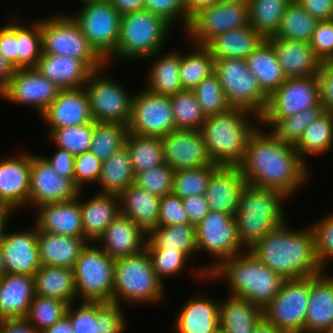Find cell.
<instances>
[{
	"label": "cell",
	"instance_id": "obj_1",
	"mask_svg": "<svg viewBox=\"0 0 333 333\" xmlns=\"http://www.w3.org/2000/svg\"><path fill=\"white\" fill-rule=\"evenodd\" d=\"M263 131L258 127L251 135L238 166L247 183L278 190L290 199L306 185L310 170L294 145L281 141L271 131Z\"/></svg>",
	"mask_w": 333,
	"mask_h": 333
},
{
	"label": "cell",
	"instance_id": "obj_2",
	"mask_svg": "<svg viewBox=\"0 0 333 333\" xmlns=\"http://www.w3.org/2000/svg\"><path fill=\"white\" fill-rule=\"evenodd\" d=\"M287 222L272 229L249 251L284 280L321 274L311 225L295 230Z\"/></svg>",
	"mask_w": 333,
	"mask_h": 333
},
{
	"label": "cell",
	"instance_id": "obj_3",
	"mask_svg": "<svg viewBox=\"0 0 333 333\" xmlns=\"http://www.w3.org/2000/svg\"><path fill=\"white\" fill-rule=\"evenodd\" d=\"M219 278L228 284L229 295L247 299L262 309L272 301L284 282L249 250L223 261L207 280Z\"/></svg>",
	"mask_w": 333,
	"mask_h": 333
},
{
	"label": "cell",
	"instance_id": "obj_4",
	"mask_svg": "<svg viewBox=\"0 0 333 333\" xmlns=\"http://www.w3.org/2000/svg\"><path fill=\"white\" fill-rule=\"evenodd\" d=\"M251 116L260 125V117L243 108H231L206 118L201 132L213 163L238 166L243 161L249 138L259 127L251 124Z\"/></svg>",
	"mask_w": 333,
	"mask_h": 333
},
{
	"label": "cell",
	"instance_id": "obj_5",
	"mask_svg": "<svg viewBox=\"0 0 333 333\" xmlns=\"http://www.w3.org/2000/svg\"><path fill=\"white\" fill-rule=\"evenodd\" d=\"M288 198L278 190L246 183L235 215L238 239L244 250L252 249L272 229L287 221L283 202Z\"/></svg>",
	"mask_w": 333,
	"mask_h": 333
},
{
	"label": "cell",
	"instance_id": "obj_6",
	"mask_svg": "<svg viewBox=\"0 0 333 333\" xmlns=\"http://www.w3.org/2000/svg\"><path fill=\"white\" fill-rule=\"evenodd\" d=\"M172 27L163 17L145 9L121 15L117 48L105 61L106 65L114 58L145 61L156 52L164 51Z\"/></svg>",
	"mask_w": 333,
	"mask_h": 333
},
{
	"label": "cell",
	"instance_id": "obj_7",
	"mask_svg": "<svg viewBox=\"0 0 333 333\" xmlns=\"http://www.w3.org/2000/svg\"><path fill=\"white\" fill-rule=\"evenodd\" d=\"M165 284L157 277L147 249L115 259L112 303L156 304L165 296Z\"/></svg>",
	"mask_w": 333,
	"mask_h": 333
},
{
	"label": "cell",
	"instance_id": "obj_8",
	"mask_svg": "<svg viewBox=\"0 0 333 333\" xmlns=\"http://www.w3.org/2000/svg\"><path fill=\"white\" fill-rule=\"evenodd\" d=\"M60 14L41 18L42 54L70 56L81 60L91 71L107 66L71 14Z\"/></svg>",
	"mask_w": 333,
	"mask_h": 333
},
{
	"label": "cell",
	"instance_id": "obj_9",
	"mask_svg": "<svg viewBox=\"0 0 333 333\" xmlns=\"http://www.w3.org/2000/svg\"><path fill=\"white\" fill-rule=\"evenodd\" d=\"M96 245L88 242L73 267L77 298L81 302L112 303L115 259Z\"/></svg>",
	"mask_w": 333,
	"mask_h": 333
},
{
	"label": "cell",
	"instance_id": "obj_10",
	"mask_svg": "<svg viewBox=\"0 0 333 333\" xmlns=\"http://www.w3.org/2000/svg\"><path fill=\"white\" fill-rule=\"evenodd\" d=\"M197 251H205L218 259L212 265L196 271L199 279L207 281L210 273L223 261L246 250L238 239L237 220L234 215L210 210L196 225Z\"/></svg>",
	"mask_w": 333,
	"mask_h": 333
},
{
	"label": "cell",
	"instance_id": "obj_11",
	"mask_svg": "<svg viewBox=\"0 0 333 333\" xmlns=\"http://www.w3.org/2000/svg\"><path fill=\"white\" fill-rule=\"evenodd\" d=\"M214 72L232 108H243L259 117L264 113L268 96L262 91L257 77L248 69L246 59H215Z\"/></svg>",
	"mask_w": 333,
	"mask_h": 333
},
{
	"label": "cell",
	"instance_id": "obj_12",
	"mask_svg": "<svg viewBox=\"0 0 333 333\" xmlns=\"http://www.w3.org/2000/svg\"><path fill=\"white\" fill-rule=\"evenodd\" d=\"M79 12L71 14L95 52L106 61L116 50L121 14L108 0L81 2Z\"/></svg>",
	"mask_w": 333,
	"mask_h": 333
},
{
	"label": "cell",
	"instance_id": "obj_13",
	"mask_svg": "<svg viewBox=\"0 0 333 333\" xmlns=\"http://www.w3.org/2000/svg\"><path fill=\"white\" fill-rule=\"evenodd\" d=\"M321 105L318 75L287 78L269 97L260 126L272 128L281 118Z\"/></svg>",
	"mask_w": 333,
	"mask_h": 333
},
{
	"label": "cell",
	"instance_id": "obj_14",
	"mask_svg": "<svg viewBox=\"0 0 333 333\" xmlns=\"http://www.w3.org/2000/svg\"><path fill=\"white\" fill-rule=\"evenodd\" d=\"M249 25L248 1H217L194 13L184 34L193 44L207 45L220 34Z\"/></svg>",
	"mask_w": 333,
	"mask_h": 333
},
{
	"label": "cell",
	"instance_id": "obj_15",
	"mask_svg": "<svg viewBox=\"0 0 333 333\" xmlns=\"http://www.w3.org/2000/svg\"><path fill=\"white\" fill-rule=\"evenodd\" d=\"M310 276L285 279L280 291L263 308V318L283 333H304Z\"/></svg>",
	"mask_w": 333,
	"mask_h": 333
},
{
	"label": "cell",
	"instance_id": "obj_16",
	"mask_svg": "<svg viewBox=\"0 0 333 333\" xmlns=\"http://www.w3.org/2000/svg\"><path fill=\"white\" fill-rule=\"evenodd\" d=\"M102 70H105V66L92 71L84 86L91 116L95 122L128 125L134 93L131 95L120 83L104 76Z\"/></svg>",
	"mask_w": 333,
	"mask_h": 333
},
{
	"label": "cell",
	"instance_id": "obj_17",
	"mask_svg": "<svg viewBox=\"0 0 333 333\" xmlns=\"http://www.w3.org/2000/svg\"><path fill=\"white\" fill-rule=\"evenodd\" d=\"M130 133L139 136L164 137L176 129L169 96L156 95L146 88L134 94L127 125Z\"/></svg>",
	"mask_w": 333,
	"mask_h": 333
},
{
	"label": "cell",
	"instance_id": "obj_18",
	"mask_svg": "<svg viewBox=\"0 0 333 333\" xmlns=\"http://www.w3.org/2000/svg\"><path fill=\"white\" fill-rule=\"evenodd\" d=\"M60 88L41 75L35 67L14 69L0 98L14 105L32 106L39 117L60 92Z\"/></svg>",
	"mask_w": 333,
	"mask_h": 333
},
{
	"label": "cell",
	"instance_id": "obj_19",
	"mask_svg": "<svg viewBox=\"0 0 333 333\" xmlns=\"http://www.w3.org/2000/svg\"><path fill=\"white\" fill-rule=\"evenodd\" d=\"M79 192L74 181L60 176L44 156L31 154L29 207L70 201Z\"/></svg>",
	"mask_w": 333,
	"mask_h": 333
},
{
	"label": "cell",
	"instance_id": "obj_20",
	"mask_svg": "<svg viewBox=\"0 0 333 333\" xmlns=\"http://www.w3.org/2000/svg\"><path fill=\"white\" fill-rule=\"evenodd\" d=\"M161 140L165 163L174 171L203 167L213 163L201 130L175 129Z\"/></svg>",
	"mask_w": 333,
	"mask_h": 333
},
{
	"label": "cell",
	"instance_id": "obj_21",
	"mask_svg": "<svg viewBox=\"0 0 333 333\" xmlns=\"http://www.w3.org/2000/svg\"><path fill=\"white\" fill-rule=\"evenodd\" d=\"M31 153L0 159V203L15 211L29 204Z\"/></svg>",
	"mask_w": 333,
	"mask_h": 333
},
{
	"label": "cell",
	"instance_id": "obj_22",
	"mask_svg": "<svg viewBox=\"0 0 333 333\" xmlns=\"http://www.w3.org/2000/svg\"><path fill=\"white\" fill-rule=\"evenodd\" d=\"M40 117L48 129L94 122L85 87L60 90L58 96Z\"/></svg>",
	"mask_w": 333,
	"mask_h": 333
},
{
	"label": "cell",
	"instance_id": "obj_23",
	"mask_svg": "<svg viewBox=\"0 0 333 333\" xmlns=\"http://www.w3.org/2000/svg\"><path fill=\"white\" fill-rule=\"evenodd\" d=\"M7 273L34 276L40 268L37 228L30 231L6 232L0 238Z\"/></svg>",
	"mask_w": 333,
	"mask_h": 333
},
{
	"label": "cell",
	"instance_id": "obj_24",
	"mask_svg": "<svg viewBox=\"0 0 333 333\" xmlns=\"http://www.w3.org/2000/svg\"><path fill=\"white\" fill-rule=\"evenodd\" d=\"M83 192L80 190L78 197L70 201L47 203L37 207L34 220L37 231L85 238L80 210V196Z\"/></svg>",
	"mask_w": 333,
	"mask_h": 333
},
{
	"label": "cell",
	"instance_id": "obj_25",
	"mask_svg": "<svg viewBox=\"0 0 333 333\" xmlns=\"http://www.w3.org/2000/svg\"><path fill=\"white\" fill-rule=\"evenodd\" d=\"M246 183L239 166H219L204 194L210 210L235 216Z\"/></svg>",
	"mask_w": 333,
	"mask_h": 333
},
{
	"label": "cell",
	"instance_id": "obj_26",
	"mask_svg": "<svg viewBox=\"0 0 333 333\" xmlns=\"http://www.w3.org/2000/svg\"><path fill=\"white\" fill-rule=\"evenodd\" d=\"M267 40L272 44L286 78L319 75L323 62L314 53L310 43L278 39L274 36Z\"/></svg>",
	"mask_w": 333,
	"mask_h": 333
},
{
	"label": "cell",
	"instance_id": "obj_27",
	"mask_svg": "<svg viewBox=\"0 0 333 333\" xmlns=\"http://www.w3.org/2000/svg\"><path fill=\"white\" fill-rule=\"evenodd\" d=\"M147 234L135 223L118 214L98 238L96 244L113 259L134 255L145 249Z\"/></svg>",
	"mask_w": 333,
	"mask_h": 333
},
{
	"label": "cell",
	"instance_id": "obj_28",
	"mask_svg": "<svg viewBox=\"0 0 333 333\" xmlns=\"http://www.w3.org/2000/svg\"><path fill=\"white\" fill-rule=\"evenodd\" d=\"M220 302L207 295L190 297L176 313V333H215L219 329Z\"/></svg>",
	"mask_w": 333,
	"mask_h": 333
},
{
	"label": "cell",
	"instance_id": "obj_29",
	"mask_svg": "<svg viewBox=\"0 0 333 333\" xmlns=\"http://www.w3.org/2000/svg\"><path fill=\"white\" fill-rule=\"evenodd\" d=\"M333 325V275L310 276L304 333H323Z\"/></svg>",
	"mask_w": 333,
	"mask_h": 333
},
{
	"label": "cell",
	"instance_id": "obj_30",
	"mask_svg": "<svg viewBox=\"0 0 333 333\" xmlns=\"http://www.w3.org/2000/svg\"><path fill=\"white\" fill-rule=\"evenodd\" d=\"M34 296V276L7 273L0 280V320L24 318Z\"/></svg>",
	"mask_w": 333,
	"mask_h": 333
},
{
	"label": "cell",
	"instance_id": "obj_31",
	"mask_svg": "<svg viewBox=\"0 0 333 333\" xmlns=\"http://www.w3.org/2000/svg\"><path fill=\"white\" fill-rule=\"evenodd\" d=\"M35 68L61 90L84 87L92 72L81 60L55 54H41Z\"/></svg>",
	"mask_w": 333,
	"mask_h": 333
},
{
	"label": "cell",
	"instance_id": "obj_32",
	"mask_svg": "<svg viewBox=\"0 0 333 333\" xmlns=\"http://www.w3.org/2000/svg\"><path fill=\"white\" fill-rule=\"evenodd\" d=\"M80 210L84 237L96 242L120 214L119 195L99 192L85 202L80 198Z\"/></svg>",
	"mask_w": 333,
	"mask_h": 333
},
{
	"label": "cell",
	"instance_id": "obj_33",
	"mask_svg": "<svg viewBox=\"0 0 333 333\" xmlns=\"http://www.w3.org/2000/svg\"><path fill=\"white\" fill-rule=\"evenodd\" d=\"M37 242L41 265L73 269L81 251L89 241L81 237L37 231Z\"/></svg>",
	"mask_w": 333,
	"mask_h": 333
},
{
	"label": "cell",
	"instance_id": "obj_34",
	"mask_svg": "<svg viewBox=\"0 0 333 333\" xmlns=\"http://www.w3.org/2000/svg\"><path fill=\"white\" fill-rule=\"evenodd\" d=\"M158 51L148 57L151 63L146 89L156 95L172 96L183 91L180 80L181 52L173 50L164 54ZM152 59V60H151Z\"/></svg>",
	"mask_w": 333,
	"mask_h": 333
},
{
	"label": "cell",
	"instance_id": "obj_35",
	"mask_svg": "<svg viewBox=\"0 0 333 333\" xmlns=\"http://www.w3.org/2000/svg\"><path fill=\"white\" fill-rule=\"evenodd\" d=\"M119 201L120 213L146 234L158 226L160 197L157 195L132 184L119 195Z\"/></svg>",
	"mask_w": 333,
	"mask_h": 333
},
{
	"label": "cell",
	"instance_id": "obj_36",
	"mask_svg": "<svg viewBox=\"0 0 333 333\" xmlns=\"http://www.w3.org/2000/svg\"><path fill=\"white\" fill-rule=\"evenodd\" d=\"M227 296L220 301L219 328L226 333H253L263 319V309L247 299Z\"/></svg>",
	"mask_w": 333,
	"mask_h": 333
},
{
	"label": "cell",
	"instance_id": "obj_37",
	"mask_svg": "<svg viewBox=\"0 0 333 333\" xmlns=\"http://www.w3.org/2000/svg\"><path fill=\"white\" fill-rule=\"evenodd\" d=\"M264 40L265 38L249 25L220 34L206 46L214 59H246Z\"/></svg>",
	"mask_w": 333,
	"mask_h": 333
},
{
	"label": "cell",
	"instance_id": "obj_38",
	"mask_svg": "<svg viewBox=\"0 0 333 333\" xmlns=\"http://www.w3.org/2000/svg\"><path fill=\"white\" fill-rule=\"evenodd\" d=\"M35 295L57 298L68 305L77 299L73 269L43 266L34 273Z\"/></svg>",
	"mask_w": 333,
	"mask_h": 333
},
{
	"label": "cell",
	"instance_id": "obj_39",
	"mask_svg": "<svg viewBox=\"0 0 333 333\" xmlns=\"http://www.w3.org/2000/svg\"><path fill=\"white\" fill-rule=\"evenodd\" d=\"M248 69L257 77L269 97L287 78L277 60L272 44L265 39L247 58Z\"/></svg>",
	"mask_w": 333,
	"mask_h": 333
},
{
	"label": "cell",
	"instance_id": "obj_40",
	"mask_svg": "<svg viewBox=\"0 0 333 333\" xmlns=\"http://www.w3.org/2000/svg\"><path fill=\"white\" fill-rule=\"evenodd\" d=\"M146 249H171L184 252L189 258L198 254L196 226L191 223L157 226L147 233Z\"/></svg>",
	"mask_w": 333,
	"mask_h": 333
},
{
	"label": "cell",
	"instance_id": "obj_41",
	"mask_svg": "<svg viewBox=\"0 0 333 333\" xmlns=\"http://www.w3.org/2000/svg\"><path fill=\"white\" fill-rule=\"evenodd\" d=\"M134 181L135 174L126 147L102 162L98 179L100 193L120 195L128 186L134 184Z\"/></svg>",
	"mask_w": 333,
	"mask_h": 333
},
{
	"label": "cell",
	"instance_id": "obj_42",
	"mask_svg": "<svg viewBox=\"0 0 333 333\" xmlns=\"http://www.w3.org/2000/svg\"><path fill=\"white\" fill-rule=\"evenodd\" d=\"M300 159L305 162L307 155H321L333 147V112L325 111L304 131L303 136L294 146Z\"/></svg>",
	"mask_w": 333,
	"mask_h": 333
},
{
	"label": "cell",
	"instance_id": "obj_43",
	"mask_svg": "<svg viewBox=\"0 0 333 333\" xmlns=\"http://www.w3.org/2000/svg\"><path fill=\"white\" fill-rule=\"evenodd\" d=\"M125 147L129 153L134 174L165 163L163 143L160 137L139 136L128 133Z\"/></svg>",
	"mask_w": 333,
	"mask_h": 333
},
{
	"label": "cell",
	"instance_id": "obj_44",
	"mask_svg": "<svg viewBox=\"0 0 333 333\" xmlns=\"http://www.w3.org/2000/svg\"><path fill=\"white\" fill-rule=\"evenodd\" d=\"M318 21L312 17L297 0H291L281 19L278 39L310 43Z\"/></svg>",
	"mask_w": 333,
	"mask_h": 333
},
{
	"label": "cell",
	"instance_id": "obj_45",
	"mask_svg": "<svg viewBox=\"0 0 333 333\" xmlns=\"http://www.w3.org/2000/svg\"><path fill=\"white\" fill-rule=\"evenodd\" d=\"M190 53H181L180 80L183 90H193L214 72L215 59L206 45L194 44Z\"/></svg>",
	"mask_w": 333,
	"mask_h": 333
},
{
	"label": "cell",
	"instance_id": "obj_46",
	"mask_svg": "<svg viewBox=\"0 0 333 333\" xmlns=\"http://www.w3.org/2000/svg\"><path fill=\"white\" fill-rule=\"evenodd\" d=\"M250 25L265 39L275 36L291 0H247Z\"/></svg>",
	"mask_w": 333,
	"mask_h": 333
},
{
	"label": "cell",
	"instance_id": "obj_47",
	"mask_svg": "<svg viewBox=\"0 0 333 333\" xmlns=\"http://www.w3.org/2000/svg\"><path fill=\"white\" fill-rule=\"evenodd\" d=\"M127 125L95 122L90 151L102 162L125 147Z\"/></svg>",
	"mask_w": 333,
	"mask_h": 333
},
{
	"label": "cell",
	"instance_id": "obj_48",
	"mask_svg": "<svg viewBox=\"0 0 333 333\" xmlns=\"http://www.w3.org/2000/svg\"><path fill=\"white\" fill-rule=\"evenodd\" d=\"M28 25L17 23V69L35 67L42 54L41 19Z\"/></svg>",
	"mask_w": 333,
	"mask_h": 333
},
{
	"label": "cell",
	"instance_id": "obj_49",
	"mask_svg": "<svg viewBox=\"0 0 333 333\" xmlns=\"http://www.w3.org/2000/svg\"><path fill=\"white\" fill-rule=\"evenodd\" d=\"M176 129L201 130L206 115L192 90H183L170 96Z\"/></svg>",
	"mask_w": 333,
	"mask_h": 333
},
{
	"label": "cell",
	"instance_id": "obj_50",
	"mask_svg": "<svg viewBox=\"0 0 333 333\" xmlns=\"http://www.w3.org/2000/svg\"><path fill=\"white\" fill-rule=\"evenodd\" d=\"M95 121L78 126L48 129L54 146L66 150L74 157L90 151Z\"/></svg>",
	"mask_w": 333,
	"mask_h": 333
},
{
	"label": "cell",
	"instance_id": "obj_51",
	"mask_svg": "<svg viewBox=\"0 0 333 333\" xmlns=\"http://www.w3.org/2000/svg\"><path fill=\"white\" fill-rule=\"evenodd\" d=\"M219 166L211 163L203 167L175 171L172 193L181 199L204 195L211 175Z\"/></svg>",
	"mask_w": 333,
	"mask_h": 333
},
{
	"label": "cell",
	"instance_id": "obj_52",
	"mask_svg": "<svg viewBox=\"0 0 333 333\" xmlns=\"http://www.w3.org/2000/svg\"><path fill=\"white\" fill-rule=\"evenodd\" d=\"M325 111L322 104L300 111L293 116L281 118L269 131L281 141L295 146L306 128Z\"/></svg>",
	"mask_w": 333,
	"mask_h": 333
},
{
	"label": "cell",
	"instance_id": "obj_53",
	"mask_svg": "<svg viewBox=\"0 0 333 333\" xmlns=\"http://www.w3.org/2000/svg\"><path fill=\"white\" fill-rule=\"evenodd\" d=\"M67 308L68 304L57 298L35 295L25 318L42 333L61 320Z\"/></svg>",
	"mask_w": 333,
	"mask_h": 333
},
{
	"label": "cell",
	"instance_id": "obj_54",
	"mask_svg": "<svg viewBox=\"0 0 333 333\" xmlns=\"http://www.w3.org/2000/svg\"><path fill=\"white\" fill-rule=\"evenodd\" d=\"M192 91L206 117L224 113L232 108L215 72L203 79Z\"/></svg>",
	"mask_w": 333,
	"mask_h": 333
},
{
	"label": "cell",
	"instance_id": "obj_55",
	"mask_svg": "<svg viewBox=\"0 0 333 333\" xmlns=\"http://www.w3.org/2000/svg\"><path fill=\"white\" fill-rule=\"evenodd\" d=\"M175 171L166 163L135 174L134 184L151 194L163 197L171 194Z\"/></svg>",
	"mask_w": 333,
	"mask_h": 333
},
{
	"label": "cell",
	"instance_id": "obj_56",
	"mask_svg": "<svg viewBox=\"0 0 333 333\" xmlns=\"http://www.w3.org/2000/svg\"><path fill=\"white\" fill-rule=\"evenodd\" d=\"M153 269L157 277L162 281L167 277L178 276L186 269L190 258L182 251L171 249H147ZM187 263V264H186Z\"/></svg>",
	"mask_w": 333,
	"mask_h": 333
},
{
	"label": "cell",
	"instance_id": "obj_57",
	"mask_svg": "<svg viewBox=\"0 0 333 333\" xmlns=\"http://www.w3.org/2000/svg\"><path fill=\"white\" fill-rule=\"evenodd\" d=\"M314 235L318 262L323 271L333 260V212L310 224Z\"/></svg>",
	"mask_w": 333,
	"mask_h": 333
},
{
	"label": "cell",
	"instance_id": "obj_58",
	"mask_svg": "<svg viewBox=\"0 0 333 333\" xmlns=\"http://www.w3.org/2000/svg\"><path fill=\"white\" fill-rule=\"evenodd\" d=\"M66 316L70 320L73 333H100L97 322V302H81L76 308L68 305Z\"/></svg>",
	"mask_w": 333,
	"mask_h": 333
},
{
	"label": "cell",
	"instance_id": "obj_59",
	"mask_svg": "<svg viewBox=\"0 0 333 333\" xmlns=\"http://www.w3.org/2000/svg\"><path fill=\"white\" fill-rule=\"evenodd\" d=\"M144 9L163 17L171 25L179 20L185 31L191 20L185 0H144Z\"/></svg>",
	"mask_w": 333,
	"mask_h": 333
},
{
	"label": "cell",
	"instance_id": "obj_60",
	"mask_svg": "<svg viewBox=\"0 0 333 333\" xmlns=\"http://www.w3.org/2000/svg\"><path fill=\"white\" fill-rule=\"evenodd\" d=\"M101 167L102 161L91 151L75 156L74 184L80 190H85L84 185L86 183H98Z\"/></svg>",
	"mask_w": 333,
	"mask_h": 333
},
{
	"label": "cell",
	"instance_id": "obj_61",
	"mask_svg": "<svg viewBox=\"0 0 333 333\" xmlns=\"http://www.w3.org/2000/svg\"><path fill=\"white\" fill-rule=\"evenodd\" d=\"M122 306L116 303L97 302V322H100V333H124L126 319Z\"/></svg>",
	"mask_w": 333,
	"mask_h": 333
},
{
	"label": "cell",
	"instance_id": "obj_62",
	"mask_svg": "<svg viewBox=\"0 0 333 333\" xmlns=\"http://www.w3.org/2000/svg\"><path fill=\"white\" fill-rule=\"evenodd\" d=\"M190 223L182 199L173 193L160 198L158 226Z\"/></svg>",
	"mask_w": 333,
	"mask_h": 333
},
{
	"label": "cell",
	"instance_id": "obj_63",
	"mask_svg": "<svg viewBox=\"0 0 333 333\" xmlns=\"http://www.w3.org/2000/svg\"><path fill=\"white\" fill-rule=\"evenodd\" d=\"M310 46L322 62L333 60V20L318 21Z\"/></svg>",
	"mask_w": 333,
	"mask_h": 333
},
{
	"label": "cell",
	"instance_id": "obj_64",
	"mask_svg": "<svg viewBox=\"0 0 333 333\" xmlns=\"http://www.w3.org/2000/svg\"><path fill=\"white\" fill-rule=\"evenodd\" d=\"M13 21L0 27V52L17 69V18Z\"/></svg>",
	"mask_w": 333,
	"mask_h": 333
},
{
	"label": "cell",
	"instance_id": "obj_65",
	"mask_svg": "<svg viewBox=\"0 0 333 333\" xmlns=\"http://www.w3.org/2000/svg\"><path fill=\"white\" fill-rule=\"evenodd\" d=\"M321 104L326 111L333 112V62H323L318 75Z\"/></svg>",
	"mask_w": 333,
	"mask_h": 333
},
{
	"label": "cell",
	"instance_id": "obj_66",
	"mask_svg": "<svg viewBox=\"0 0 333 333\" xmlns=\"http://www.w3.org/2000/svg\"><path fill=\"white\" fill-rule=\"evenodd\" d=\"M56 148L57 151L51 157L45 158L60 176L71 178L74 181L75 157L66 150Z\"/></svg>",
	"mask_w": 333,
	"mask_h": 333
},
{
	"label": "cell",
	"instance_id": "obj_67",
	"mask_svg": "<svg viewBox=\"0 0 333 333\" xmlns=\"http://www.w3.org/2000/svg\"><path fill=\"white\" fill-rule=\"evenodd\" d=\"M191 224L199 223L210 211L205 195L191 196L182 199Z\"/></svg>",
	"mask_w": 333,
	"mask_h": 333
},
{
	"label": "cell",
	"instance_id": "obj_68",
	"mask_svg": "<svg viewBox=\"0 0 333 333\" xmlns=\"http://www.w3.org/2000/svg\"><path fill=\"white\" fill-rule=\"evenodd\" d=\"M317 21L333 20V0H297Z\"/></svg>",
	"mask_w": 333,
	"mask_h": 333
},
{
	"label": "cell",
	"instance_id": "obj_69",
	"mask_svg": "<svg viewBox=\"0 0 333 333\" xmlns=\"http://www.w3.org/2000/svg\"><path fill=\"white\" fill-rule=\"evenodd\" d=\"M0 333H40L25 317L0 320Z\"/></svg>",
	"mask_w": 333,
	"mask_h": 333
},
{
	"label": "cell",
	"instance_id": "obj_70",
	"mask_svg": "<svg viewBox=\"0 0 333 333\" xmlns=\"http://www.w3.org/2000/svg\"><path fill=\"white\" fill-rule=\"evenodd\" d=\"M121 14L140 11L144 9V0H108Z\"/></svg>",
	"mask_w": 333,
	"mask_h": 333
},
{
	"label": "cell",
	"instance_id": "obj_71",
	"mask_svg": "<svg viewBox=\"0 0 333 333\" xmlns=\"http://www.w3.org/2000/svg\"><path fill=\"white\" fill-rule=\"evenodd\" d=\"M13 72L14 69L0 52V92L6 87L9 79L13 75Z\"/></svg>",
	"mask_w": 333,
	"mask_h": 333
},
{
	"label": "cell",
	"instance_id": "obj_72",
	"mask_svg": "<svg viewBox=\"0 0 333 333\" xmlns=\"http://www.w3.org/2000/svg\"><path fill=\"white\" fill-rule=\"evenodd\" d=\"M14 212L10 206L0 203V238L6 233L8 222Z\"/></svg>",
	"mask_w": 333,
	"mask_h": 333
},
{
	"label": "cell",
	"instance_id": "obj_73",
	"mask_svg": "<svg viewBox=\"0 0 333 333\" xmlns=\"http://www.w3.org/2000/svg\"><path fill=\"white\" fill-rule=\"evenodd\" d=\"M42 333H73L69 318L65 315L51 327L45 329Z\"/></svg>",
	"mask_w": 333,
	"mask_h": 333
},
{
	"label": "cell",
	"instance_id": "obj_74",
	"mask_svg": "<svg viewBox=\"0 0 333 333\" xmlns=\"http://www.w3.org/2000/svg\"><path fill=\"white\" fill-rule=\"evenodd\" d=\"M218 0H185V4L188 10V14L192 16L198 10L203 7L211 6L215 4Z\"/></svg>",
	"mask_w": 333,
	"mask_h": 333
},
{
	"label": "cell",
	"instance_id": "obj_75",
	"mask_svg": "<svg viewBox=\"0 0 333 333\" xmlns=\"http://www.w3.org/2000/svg\"><path fill=\"white\" fill-rule=\"evenodd\" d=\"M253 333H283V332L278 330L275 326H273L271 323H269L263 318L254 329Z\"/></svg>",
	"mask_w": 333,
	"mask_h": 333
},
{
	"label": "cell",
	"instance_id": "obj_76",
	"mask_svg": "<svg viewBox=\"0 0 333 333\" xmlns=\"http://www.w3.org/2000/svg\"><path fill=\"white\" fill-rule=\"evenodd\" d=\"M7 274V267L4 261L2 249L0 246V280Z\"/></svg>",
	"mask_w": 333,
	"mask_h": 333
},
{
	"label": "cell",
	"instance_id": "obj_77",
	"mask_svg": "<svg viewBox=\"0 0 333 333\" xmlns=\"http://www.w3.org/2000/svg\"><path fill=\"white\" fill-rule=\"evenodd\" d=\"M323 333H333V325L330 326L327 330H325Z\"/></svg>",
	"mask_w": 333,
	"mask_h": 333
},
{
	"label": "cell",
	"instance_id": "obj_78",
	"mask_svg": "<svg viewBox=\"0 0 333 333\" xmlns=\"http://www.w3.org/2000/svg\"><path fill=\"white\" fill-rule=\"evenodd\" d=\"M215 333H226V332L219 328Z\"/></svg>",
	"mask_w": 333,
	"mask_h": 333
},
{
	"label": "cell",
	"instance_id": "obj_79",
	"mask_svg": "<svg viewBox=\"0 0 333 333\" xmlns=\"http://www.w3.org/2000/svg\"><path fill=\"white\" fill-rule=\"evenodd\" d=\"M218 1H247V0H218Z\"/></svg>",
	"mask_w": 333,
	"mask_h": 333
}]
</instances>
